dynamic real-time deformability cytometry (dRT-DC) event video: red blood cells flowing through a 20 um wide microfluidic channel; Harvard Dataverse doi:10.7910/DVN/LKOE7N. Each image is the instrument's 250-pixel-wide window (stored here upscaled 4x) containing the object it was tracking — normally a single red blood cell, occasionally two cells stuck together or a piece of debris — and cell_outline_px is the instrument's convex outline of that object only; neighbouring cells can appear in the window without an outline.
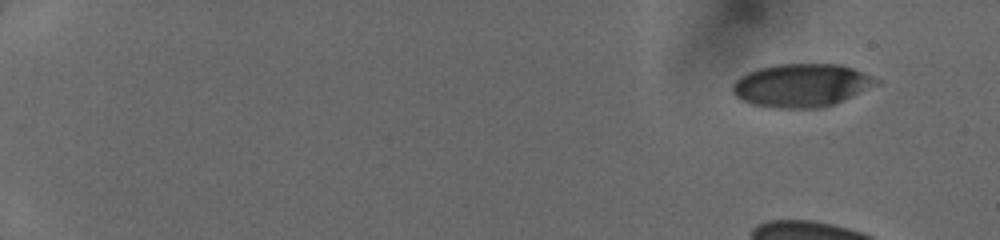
{"species": "human", "species_latin": "Homo sapiens", "temperature_condition": "cold", "stored_images_in_passage": 9, "camera_frame_rate_fps": 3000, "um_per_image_px": 0.085, "donor": {"sex": "female"}, "frame": {"image": 1, "passage_image": 1, "time_ms": 0.0, "image_size_px": [1000, 240], "cell_outline_px": [[880, 84], [844, 100], [824, 108], [772, 108], [752, 104], [736, 96], [732, 92], [732, 84], [740, 76], [756, 68], [776, 64], [840, 64], [864, 72], [880, 80]], "centroid_in_image_um": [68.14, 7.25], "position_along_channel_um": 16.9, "area_um2": 36.47}}